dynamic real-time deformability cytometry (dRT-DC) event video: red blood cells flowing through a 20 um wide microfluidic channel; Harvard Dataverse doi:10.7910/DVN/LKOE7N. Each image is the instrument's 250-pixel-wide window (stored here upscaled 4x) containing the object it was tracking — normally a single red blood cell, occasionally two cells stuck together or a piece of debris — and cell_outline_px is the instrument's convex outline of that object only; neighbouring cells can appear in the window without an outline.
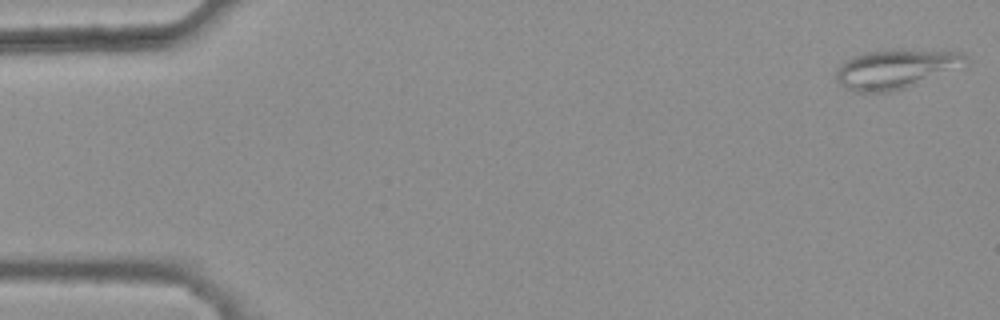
{"species": "common noctule bat (a hibernating species)", "species_latin": "Nyctalus noctula", "temperature_condition": "warm", "stored_images_in_passage": 47, "camera_frame_rate_fps": 3000, "um_per_image_px": 0.085, "animal": {"sex": "female", "body_mass_g": 25.1}, "frame": {"image": 1, "passage_image": 1, "time_ms": 0.0, "image_size_px": [1000, 320], "cell_outline_px": [[972, 60], [968, 64], [904, 88], [892, 92], [860, 92], [844, 88], [836, 80], [836, 72], [840, 64], [844, 60], [852, 56], [864, 52], [892, 48], [900, 48], [964, 52]], "centroid_in_image_um": [76.16, 5.82], "position_along_channel_um": 8.8, "area_um2": 30.23}}
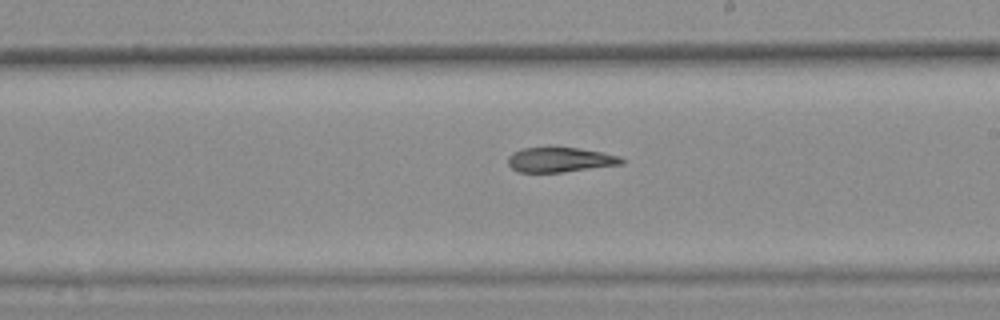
{"frame": {"image": 2, "passage_image": 30, "time_ms": 9.667, "image_size_px": [1000, 320], "cell_outline_px": [[624, 160], [620, 164], [560, 172], [516, 172], [508, 164], [508, 156], [512, 152], [524, 148], [576, 148], [600, 152], [620, 156]], "centroid_in_image_um": [47.53, 13.58], "position_along_channel_um": 241.5, "area_um2": 16.01}}
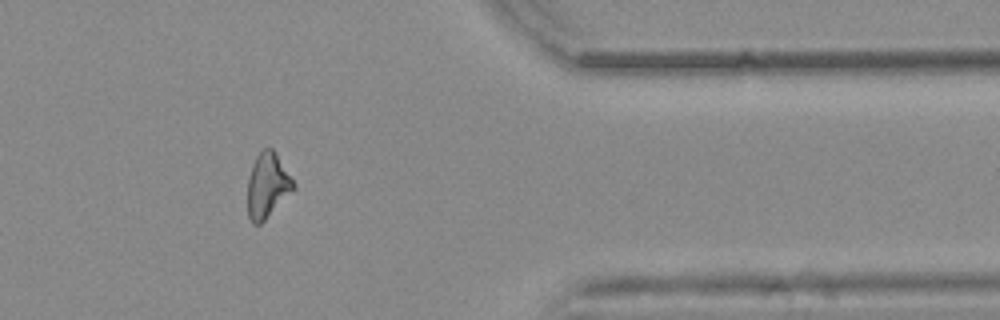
{"frame": {"image": 3, "passage_image": 43, "time_ms": 14.0, "image_size_px": [1000, 320], "cell_outline_px": [[296, 188], [260, 224], [252, 224], [248, 216], [248, 180], [252, 164], [256, 156], [264, 148], [272, 148], [276, 152], [296, 184]], "centroid_in_image_um": [22.74, 15.75], "position_along_channel_um": 388.7, "area_um2": 17.34}, "authors_computed_cell_mechanics": {"area_um2": 17.8602, "velocity_mm_per_s": 3.8385, "shape_relaxation_time_tau1_ms": null, "shape_relaxation_time_tau2_ms": 7.5728, "deformation_change_tau1": null, "deformation_change_tau2": 0.1851}}